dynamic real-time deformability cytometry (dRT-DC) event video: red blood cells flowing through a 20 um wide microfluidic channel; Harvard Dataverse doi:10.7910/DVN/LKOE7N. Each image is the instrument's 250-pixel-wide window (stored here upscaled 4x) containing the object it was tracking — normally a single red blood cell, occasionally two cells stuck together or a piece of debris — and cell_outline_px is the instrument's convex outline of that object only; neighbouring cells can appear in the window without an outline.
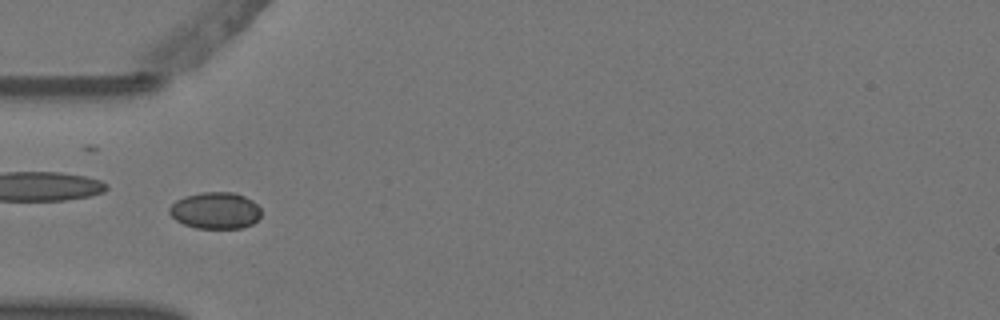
{"species": "Egyptian fruit bat (a non-hibernating species)", "species_latin": "Rousettus aegyptiacus", "temperature_condition": "warm", "stored_images_in_passage": 5, "camera_frame_rate_fps": 3000, "um_per_image_px": 0.085, "animal": {"sex": "female"}, "frame": {"image": 1, "passage_image": 5, "time_ms": 1.333, "image_size_px": [1000, 320], "cell_outline_px": [[260, 216], [252, 224], [244, 228], [196, 228], [184, 224], [176, 220], [168, 212], [168, 208], [176, 200], [184, 196], [200, 192], [232, 192], [244, 196], [252, 200], [260, 208]], "centroid_in_image_um": [18.29, 17.89], "position_along_channel_um": 66.7, "area_um2": 19.65}}